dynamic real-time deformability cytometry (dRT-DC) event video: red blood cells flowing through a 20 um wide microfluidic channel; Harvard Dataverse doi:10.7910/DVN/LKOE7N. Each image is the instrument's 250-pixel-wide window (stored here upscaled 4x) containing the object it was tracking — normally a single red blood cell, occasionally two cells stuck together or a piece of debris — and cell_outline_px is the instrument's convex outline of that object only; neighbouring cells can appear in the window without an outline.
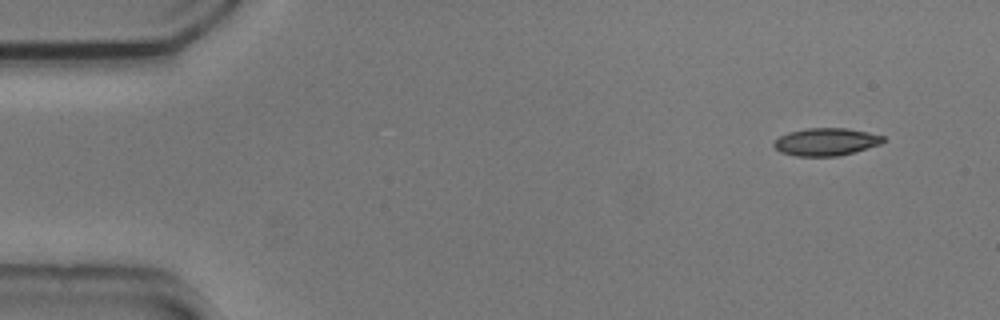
{"species": "common noctule bat (a hibernating species)", "species_latin": "Nyctalus noctula", "temperature_condition": "cold", "stored_images_in_passage": 4, "camera_frame_rate_fps": 3000, "um_per_image_px": 0.085, "animal": {"sex": "male", "body_mass_g": 20.5, "forearm_length_mm": 52.5}, "frame": {"image": 1, "passage_image": 1, "time_ms": 0.0, "image_size_px": [1000, 320], "cell_outline_px": [[884, 140], [880, 144], [852, 152], [836, 156], [796, 156], [780, 152], [772, 144], [780, 136], [788, 132], [808, 128], [848, 128], [868, 132], [884, 136]], "centroid_in_image_um": [70.19, 12.05], "position_along_channel_um": 14.8, "area_um2": 17.4}}
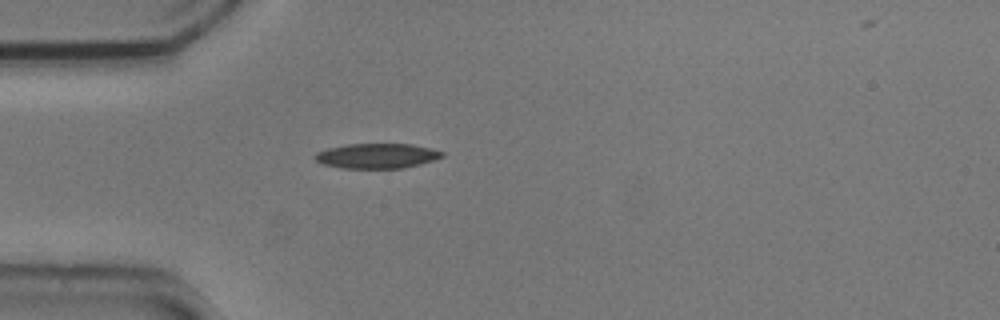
{"frame": {"image": 2, "passage_image": 4, "time_ms": 1.0, "image_size_px": [1000, 320], "cell_outline_px": [[444, 156], [420, 164], [400, 168], [340, 168], [324, 164], [316, 160], [312, 156], [316, 152], [328, 148], [348, 144], [412, 144], [444, 152]], "centroid_in_image_um": [32.0, 13.25], "position_along_channel_um": 53.0, "area_um2": 18.32}}